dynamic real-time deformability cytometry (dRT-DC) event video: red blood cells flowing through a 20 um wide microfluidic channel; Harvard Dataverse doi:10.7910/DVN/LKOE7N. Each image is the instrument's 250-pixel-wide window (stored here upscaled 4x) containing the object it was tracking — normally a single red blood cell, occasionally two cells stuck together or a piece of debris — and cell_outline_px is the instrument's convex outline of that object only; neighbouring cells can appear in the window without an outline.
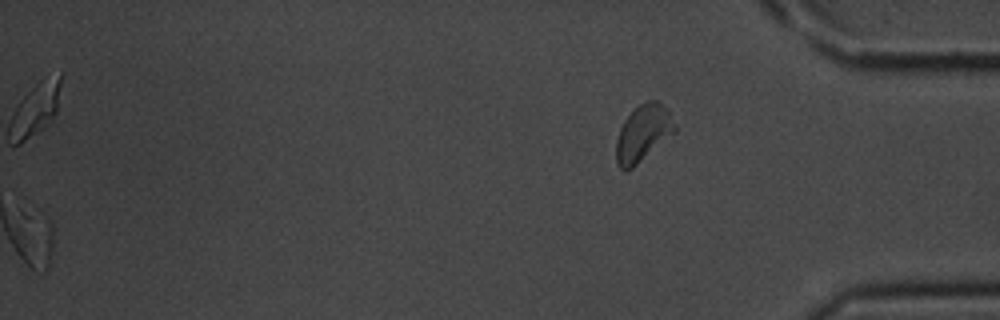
{"species": "common noctule bat (a hibernating species)", "species_latin": "Nyctalus noctula", "temperature_condition": "room temperature", "stored_images_in_passage": 37, "camera_frame_rate_fps": 3000, "um_per_image_px": 0.085, "animal": {"sex": "male", "body_mass_g": 20.1, "forearm_length_mm": 53.5}, "frame": {"image": 1, "passage_image": 37, "time_ms": 12.0, "image_size_px": [1000, 320], "cell_outline_px": [[676, 132], [632, 168], [624, 172], [620, 168], [616, 160], [616, 140], [620, 128], [624, 120], [640, 104], [648, 100], [660, 100], [676, 124]], "centroid_in_image_um": [54.66, 11.33], "position_along_channel_um": 380.5, "area_um2": 19.25}}